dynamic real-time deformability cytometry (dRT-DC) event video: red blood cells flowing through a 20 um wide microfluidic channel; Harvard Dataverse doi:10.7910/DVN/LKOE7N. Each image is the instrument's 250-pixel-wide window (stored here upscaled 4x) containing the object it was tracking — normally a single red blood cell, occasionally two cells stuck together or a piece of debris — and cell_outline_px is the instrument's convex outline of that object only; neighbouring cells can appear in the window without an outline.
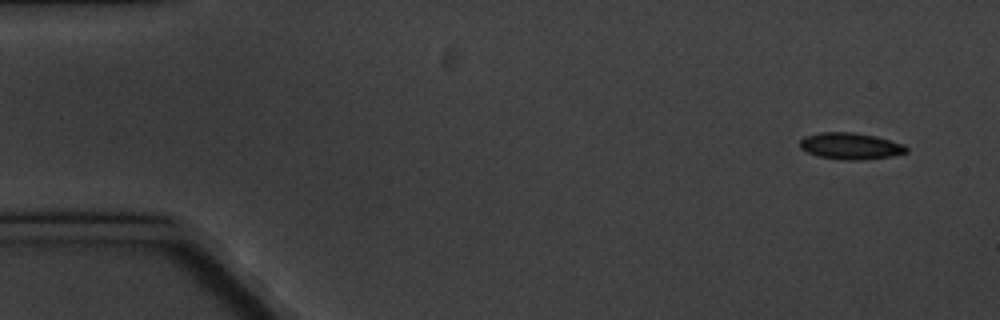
{"species": "common noctule bat (a hibernating species)", "species_latin": "Nyctalus noctula", "temperature_condition": "cold", "stored_images_in_passage": 4, "camera_frame_rate_fps": 3000, "um_per_image_px": 0.085, "animal": {"sex": "male", "body_mass_g": 20.1, "forearm_length_mm": 53.5}, "frame": {"image": 1, "passage_image": 1, "time_ms": 0.0, "image_size_px": [1000, 320], "cell_outline_px": [[908, 152], [892, 156], [860, 160], [844, 160], [816, 156], [800, 148], [800, 140], [804, 136], [820, 132], [852, 132], [876, 136], [904, 144], [908, 148]], "centroid_in_image_um": [72.29, 12.41], "position_along_channel_um": 12.7, "area_um2": 16.59}}
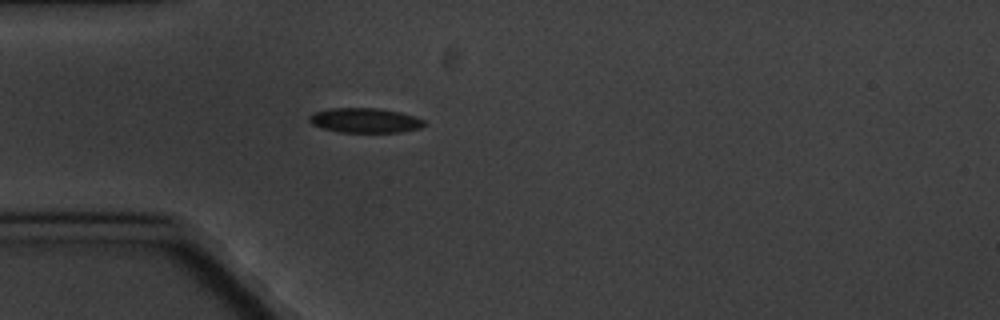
{"frame": {"image": 2, "passage_image": 4, "time_ms": 4.333, "image_size_px": [1000, 320], "cell_outline_px": [[428, 124], [420, 128], [400, 132], [336, 132], [312, 124], [308, 120], [308, 116], [312, 112], [332, 108], [376, 108], [400, 112], [424, 120]], "centroid_in_image_um": [31.0, 10.23], "position_along_channel_um": 54.0, "area_um2": 16.59}}